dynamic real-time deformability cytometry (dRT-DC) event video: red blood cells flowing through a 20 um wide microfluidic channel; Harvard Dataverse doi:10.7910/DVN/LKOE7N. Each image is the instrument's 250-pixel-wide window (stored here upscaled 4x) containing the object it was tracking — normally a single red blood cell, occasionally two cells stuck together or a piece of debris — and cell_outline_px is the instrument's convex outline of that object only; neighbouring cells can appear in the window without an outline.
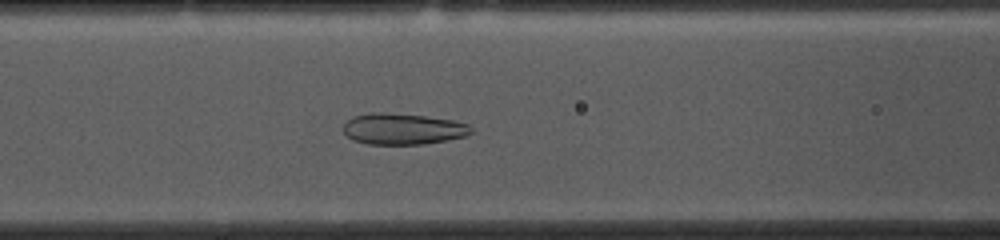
{"species": "common noctule bat (a hibernating species)", "species_latin": "Nyctalus noctula", "temperature_condition": "cold", "stored_images_in_passage": 46, "camera_frame_rate_fps": 3000, "um_per_image_px": 0.085, "animal": {"sex": "female", "body_mass_g": 10.0, "forearm_length_mm": 53.1}, "frame": {"image": 1, "passage_image": 13, "time_ms": 4.0, "image_size_px": [1000, 240], "cell_outline_px": [[472, 132], [468, 136], [448, 140], [424, 144], [368, 144], [352, 140], [344, 132], [344, 124], [352, 116], [372, 112], [380, 112], [424, 116], [452, 120], [468, 124], [472, 128]], "centroid_in_image_um": [34.25, 10.96], "position_along_channel_um": 132.3, "area_um2": 23.24}}
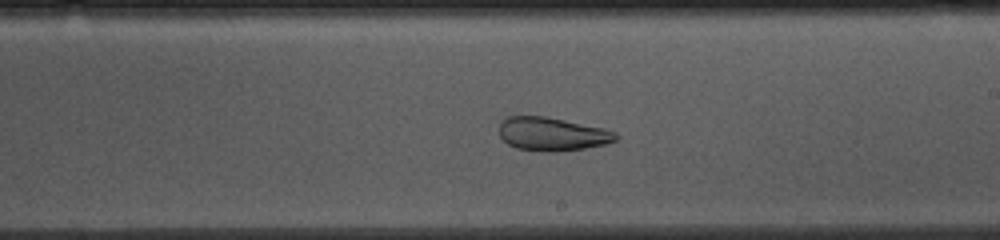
{"frame": {"image": 2, "passage_image": 22, "time_ms": 7.0, "image_size_px": [1000, 240], "cell_outline_px": [[620, 136], [616, 140], [604, 144], [584, 148], [556, 152], [548, 152], [516, 148], [508, 144], [500, 136], [500, 120], [508, 116], [544, 116], [604, 128], [616, 132]], "centroid_in_image_um": [46.93, 11.39], "position_along_channel_um": 242.1, "area_um2": 22.72}}
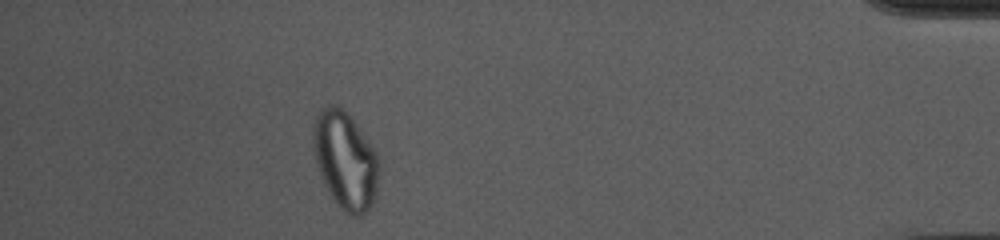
{"frame": {"image": 3, "passage_image": 40, "time_ms": 13.0, "image_size_px": [1000, 240], "cell_outline_px": [[380, 164], [376, 196], [372, 204], [360, 216], [352, 216], [344, 212], [332, 200], [324, 184], [316, 164], [312, 148], [312, 132], [316, 116], [320, 108], [332, 104], [336, 104], [348, 112], [372, 144], [380, 160]], "centroid_in_image_um": [29.35, 13.61], "position_along_channel_um": 405.9, "area_um2": 38.21}, "authors_computed_cell_mechanics": {"area_um2": 27.8885, "velocity_mm_per_s": 3.6748, "shape_relaxation_time_tau1_ms": null, "shape_relaxation_time_tau2_ms": 1.9157, "deformation_change_tau1": null, "deformation_change_tau2": 0.0908}}